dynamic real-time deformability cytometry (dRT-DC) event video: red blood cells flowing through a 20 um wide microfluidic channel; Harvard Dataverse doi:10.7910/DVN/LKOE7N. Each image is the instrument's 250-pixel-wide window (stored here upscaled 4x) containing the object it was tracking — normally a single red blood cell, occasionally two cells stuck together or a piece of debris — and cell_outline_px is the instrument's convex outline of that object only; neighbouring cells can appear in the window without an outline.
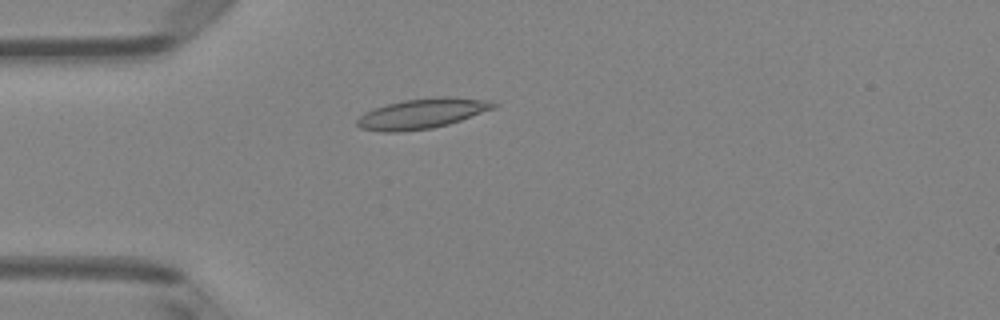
{"species": "Egyptian fruit bat (a non-hibernating species)", "species_latin": "Rousettus aegyptiacus", "temperature_condition": "room temperature", "stored_images_in_passage": 37, "camera_frame_rate_fps": 3000, "um_per_image_px": 0.085, "animal": {"sex": "female"}, "frame": {"image": 1, "passage_image": 1, "time_ms": 0.0, "image_size_px": [1000, 320], "cell_outline_px": [[500, 104], [496, 108], [448, 124], [432, 128], [400, 132], [380, 132], [360, 128], [356, 124], [356, 120], [364, 112], [388, 104], [404, 100], [440, 96], [448, 96], [492, 100]], "centroid_in_image_um": [35.92, 9.65], "position_along_channel_um": 49.1, "area_um2": 24.1}}
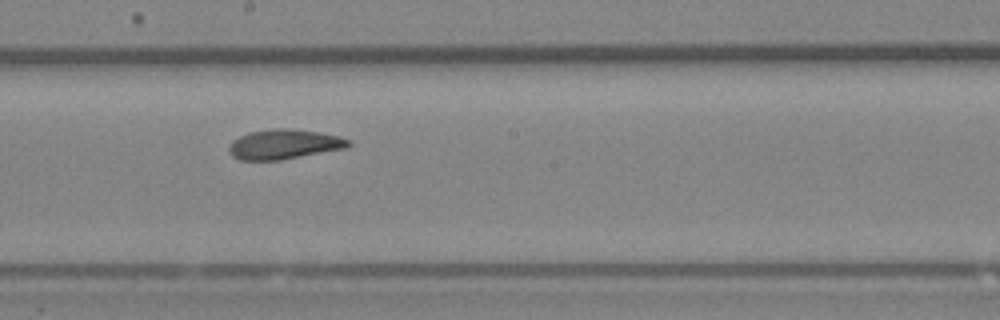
{"frame": {"image": 2, "passage_image": 15, "time_ms": 4.667, "image_size_px": [1000, 320], "cell_outline_px": [[352, 144], [348, 148], [280, 160], [240, 160], [232, 156], [228, 152], [228, 148], [232, 140], [248, 132], [276, 128], [288, 128], [316, 132], [340, 136], [352, 140]], "centroid_in_image_um": [24.16, 12.27], "position_along_channel_um": 224.0, "area_um2": 20.92}}
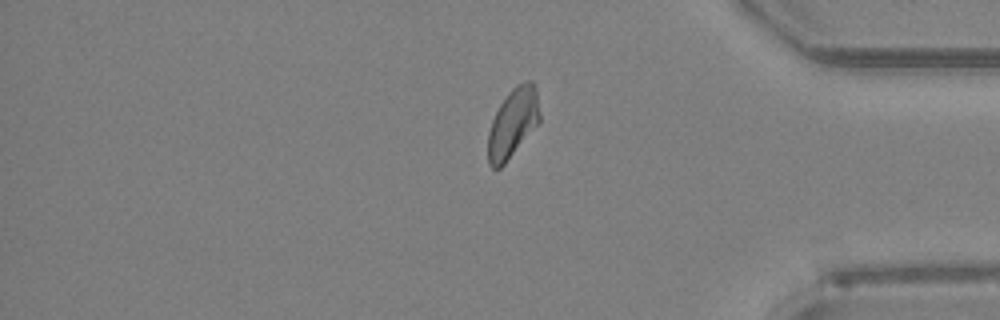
{"frame": {"image": 3, "passage_image": 29, "time_ms": 9.333, "image_size_px": [1000, 320], "cell_outline_px": [[540, 120], [504, 164], [500, 168], [492, 168], [488, 164], [488, 132], [492, 120], [500, 104], [508, 92], [516, 84], [524, 80], [532, 80], [536, 88], [540, 116]], "centroid_in_image_um": [43.58, 10.41], "position_along_channel_um": 391.6, "area_um2": 20.63}, "authors_computed_cell_mechanics": {"area_um2": 20.9236, "velocity_mm_per_s": 4.039, "shape_relaxation_time_tau1_ms": 4.9839, "shape_relaxation_time_tau2_ms": 1.909, "deformation_change_tau1": 0.1579, "deformation_change_tau2": 0.0847}}